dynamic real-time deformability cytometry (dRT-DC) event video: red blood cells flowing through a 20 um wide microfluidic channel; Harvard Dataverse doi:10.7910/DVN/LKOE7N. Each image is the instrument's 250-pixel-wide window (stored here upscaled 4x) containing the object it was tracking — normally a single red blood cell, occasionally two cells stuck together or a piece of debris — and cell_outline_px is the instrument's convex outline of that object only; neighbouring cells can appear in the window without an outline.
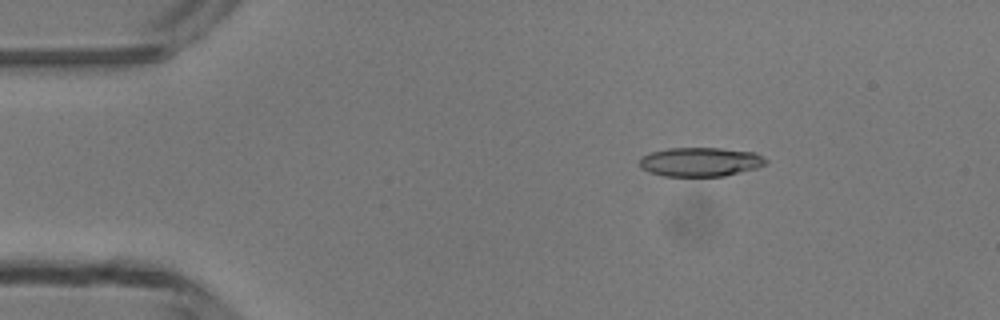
{"species": "common noctule bat (a hibernating species)", "species_latin": "Nyctalus noctula", "temperature_condition": "room temperature", "stored_images_in_passage": 6, "camera_frame_rate_fps": 3000, "um_per_image_px": 0.085, "animal": {"sex": "male", "body_mass_g": 13.3}, "frame": {"image": 1, "passage_image": 3, "time_ms": 2.333, "image_size_px": [1000, 320], "cell_outline_px": [[768, 164], [756, 168], [724, 176], [664, 176], [648, 172], [640, 168], [640, 156], [652, 152], [668, 148], [720, 148], [756, 152], [764, 156], [768, 160]], "centroid_in_image_um": [59.55, 13.76], "position_along_channel_um": 25.4, "area_um2": 21.62}}
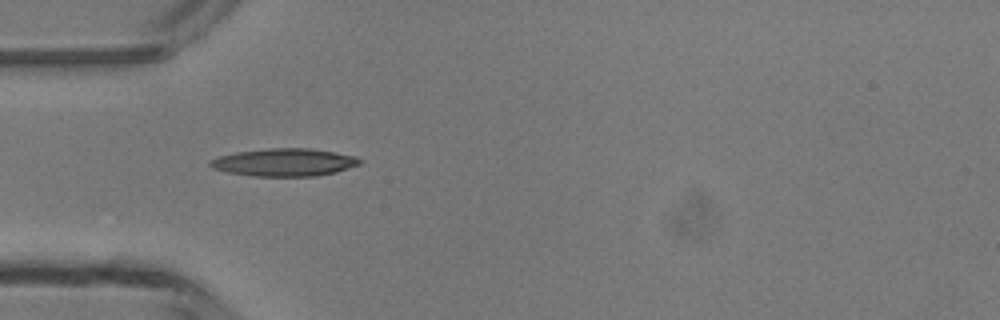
{"frame": {"image": 2, "passage_image": 5, "time_ms": 4.667, "image_size_px": [1000, 320], "cell_outline_px": [[364, 160], [360, 164], [336, 172], [312, 176], [252, 176], [228, 172], [212, 168], [208, 164], [208, 160], [220, 156], [236, 152], [268, 148], [308, 148], [356, 156]], "centroid_in_image_um": [24.15, 13.79], "position_along_channel_um": 60.8, "area_um2": 24.1}}
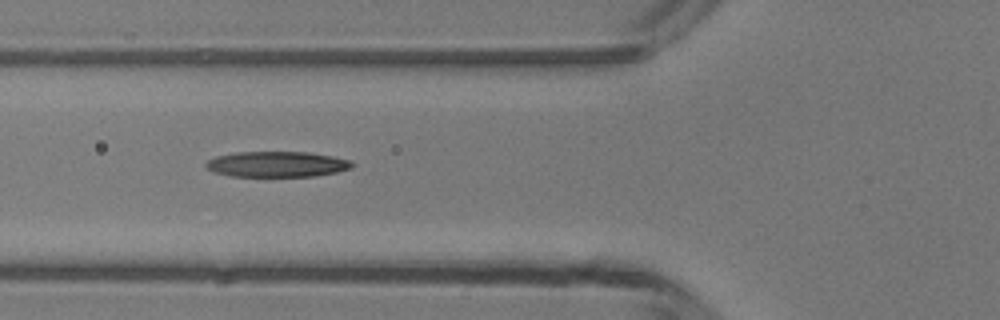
{"frame": {"image": 3, "passage_image": 6, "time_ms": 5.667, "image_size_px": [1000, 320], "cell_outline_px": [[356, 164], [352, 168], [336, 172], [316, 176], [232, 176], [216, 172], [208, 168], [204, 164], [208, 160], [216, 156], [236, 152], [308, 152], [332, 156], [352, 160]], "centroid_in_image_um": [23.6, 13.95], "position_along_channel_um": 102.2, "area_um2": 21.79}}